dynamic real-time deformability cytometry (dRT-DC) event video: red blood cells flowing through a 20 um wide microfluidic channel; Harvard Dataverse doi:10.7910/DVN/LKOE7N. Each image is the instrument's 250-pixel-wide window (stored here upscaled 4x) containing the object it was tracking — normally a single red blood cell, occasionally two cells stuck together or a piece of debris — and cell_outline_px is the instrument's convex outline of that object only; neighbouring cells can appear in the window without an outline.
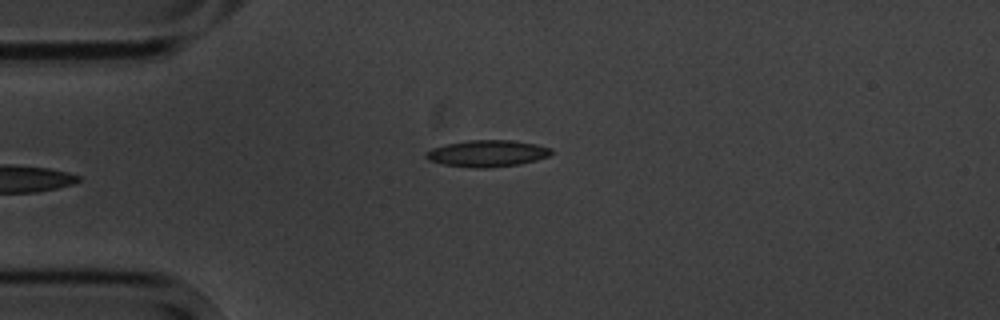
{"species": "common noctule bat (a hibernating species)", "species_latin": "Nyctalus noctula", "temperature_condition": "cold", "stored_images_in_passage": 2, "camera_frame_rate_fps": 3000, "um_per_image_px": 0.085, "animal": {"sex": "male", "body_mass_g": 20.1, "forearm_length_mm": 53.5}, "frame": {"image": 1, "passage_image": 2, "time_ms": 1.333, "image_size_px": [1000, 320], "cell_outline_px": [[552, 152], [548, 156], [536, 160], [520, 164], [480, 168], [476, 168], [444, 164], [428, 160], [424, 156], [432, 148], [448, 144], [468, 140], [512, 140], [536, 144], [552, 148]], "centroid_in_image_um": [41.44, 13.03], "position_along_channel_um": 43.6, "area_um2": 19.19}}